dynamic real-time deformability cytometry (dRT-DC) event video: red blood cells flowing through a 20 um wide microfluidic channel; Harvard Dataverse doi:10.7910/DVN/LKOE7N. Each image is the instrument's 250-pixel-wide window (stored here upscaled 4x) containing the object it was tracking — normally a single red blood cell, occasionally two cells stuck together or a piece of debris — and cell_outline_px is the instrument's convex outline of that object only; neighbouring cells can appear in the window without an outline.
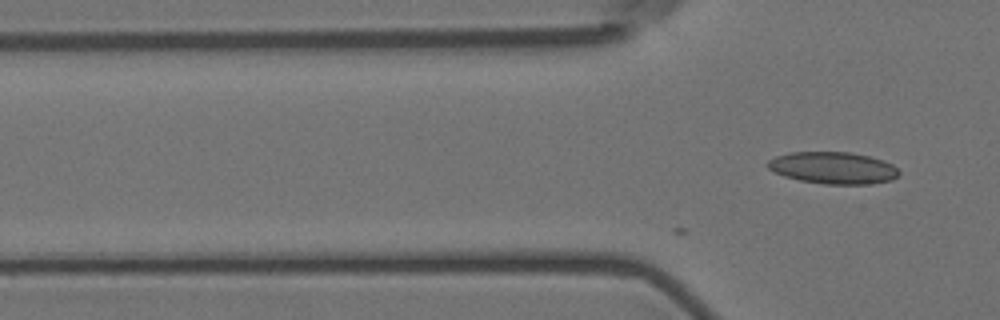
{"species": "Egyptian fruit bat (a non-hibernating species)", "species_latin": "Rousettus aegyptiacus", "temperature_condition": "room temperature", "stored_images_in_passage": 2, "camera_frame_rate_fps": 3000, "um_per_image_px": 0.085, "animal": {"sex": "female"}, "frame": {"image": 1, "passage_image": 2, "time_ms": 0.333, "image_size_px": [1000, 320], "cell_outline_px": [[900, 172], [892, 180], [872, 184], [824, 184], [800, 180], [784, 176], [768, 168], [764, 164], [768, 160], [776, 156], [788, 152], [852, 152], [884, 160], [892, 164]], "centroid_in_image_um": [70.8, 14.26], "position_along_channel_um": 55.0, "area_um2": 24.51}}